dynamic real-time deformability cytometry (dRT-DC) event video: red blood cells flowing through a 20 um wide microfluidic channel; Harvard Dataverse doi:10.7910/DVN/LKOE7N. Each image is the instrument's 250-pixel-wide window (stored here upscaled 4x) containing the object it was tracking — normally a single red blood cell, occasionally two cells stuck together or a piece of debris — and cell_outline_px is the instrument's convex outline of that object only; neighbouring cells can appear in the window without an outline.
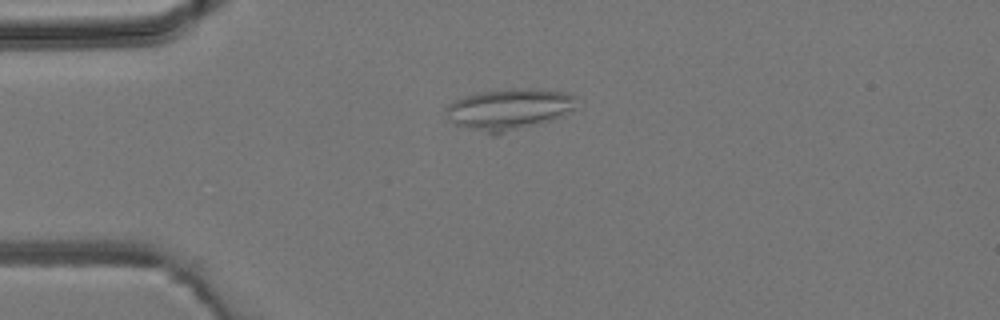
{"species": "common noctule bat (a hibernating species)", "species_latin": "Nyctalus noctula", "temperature_condition": "room temperature", "stored_images_in_passage": 4, "camera_frame_rate_fps": 3000, "um_per_image_px": 0.085, "animal": {"sex": "male", "body_mass_g": 19.2, "forearm_length_mm": 51.8}, "frame": {"image": 1, "passage_image": 3, "time_ms": 2.667, "image_size_px": [1000, 320], "cell_outline_px": [[576, 108], [552, 120], [496, 136], [492, 136], [456, 124], [448, 120], [444, 112], [444, 108], [448, 104], [456, 100], [468, 96], [484, 92], [512, 88], [528, 88], [564, 92], [576, 96]], "centroid_in_image_um": [43.25, 9.31], "position_along_channel_um": 41.7, "area_um2": 31.44}}